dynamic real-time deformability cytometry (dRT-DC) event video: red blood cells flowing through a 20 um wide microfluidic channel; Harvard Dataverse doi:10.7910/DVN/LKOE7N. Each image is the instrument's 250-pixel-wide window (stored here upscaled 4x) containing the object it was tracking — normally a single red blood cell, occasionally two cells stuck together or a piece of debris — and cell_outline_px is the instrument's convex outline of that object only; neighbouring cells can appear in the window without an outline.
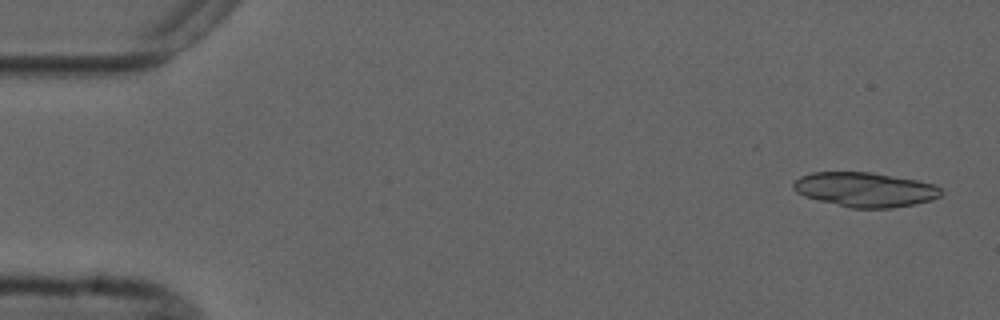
{"species": "common noctule bat (a hibernating species)", "species_latin": "Nyctalus noctula", "temperature_condition": "cold", "stored_images_in_passage": 14, "camera_frame_rate_fps": 3000, "um_per_image_px": 0.085, "animal": {"sex": "male", "forearm_length_mm": 52.5}, "frame": {"image": 1, "passage_image": 1, "time_ms": 0.0, "image_size_px": [1000, 320], "cell_outline_px": [[944, 192], [940, 196], [932, 200], [892, 208], [848, 208], [804, 196], [796, 192], [792, 188], [792, 184], [800, 176], [812, 172], [872, 172], [916, 180], [936, 184]], "centroid_in_image_um": [73.53, 16.11], "position_along_channel_um": 11.5, "area_um2": 29.88}}
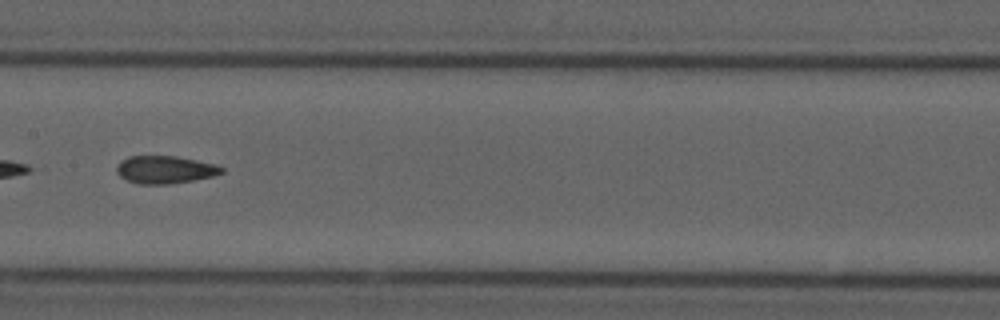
{"frame": {"image": 2, "passage_image": 7, "time_ms": 8.333, "image_size_px": [1000, 320], "cell_outline_px": [[224, 172], [212, 176], [192, 180], [168, 184], [136, 184], [120, 176], [116, 172], [116, 168], [120, 160], [128, 156], [176, 156], [216, 164], [224, 168]], "centroid_in_image_um": [14.0, 14.41], "position_along_channel_um": 193.4, "area_um2": 16.94}}
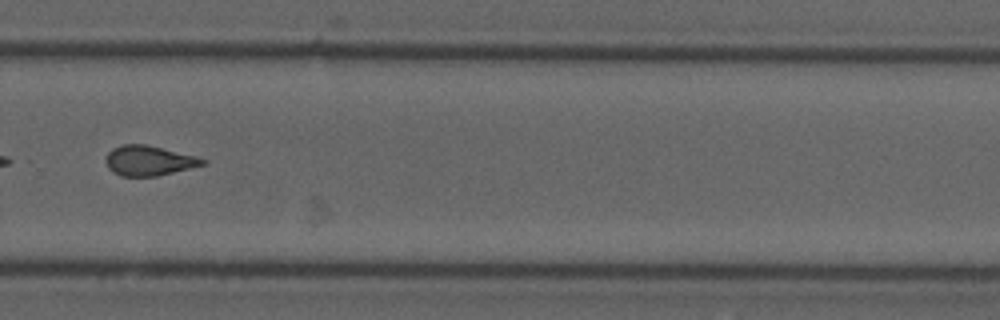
{"frame": {"image": 3, "passage_image": 10, "time_ms": 11.667, "image_size_px": [1000, 320], "cell_outline_px": [[208, 164], [156, 176], [120, 176], [112, 172], [108, 168], [104, 160], [104, 156], [112, 148], [124, 144], [144, 144], [196, 156], [208, 160]], "centroid_in_image_um": [12.63, 13.66], "position_along_channel_um": 317.2, "area_um2": 17.05}, "authors_computed_cell_mechanics": {"area_um2": 16.9643, "velocity_mm_per_s": 3.724, "shape_relaxation_time_tau1_ms": 7.6274, "shape_relaxation_time_tau2_ms": null, "deformation_change_tau1": 0.1824, "deformation_change_tau2": null}}